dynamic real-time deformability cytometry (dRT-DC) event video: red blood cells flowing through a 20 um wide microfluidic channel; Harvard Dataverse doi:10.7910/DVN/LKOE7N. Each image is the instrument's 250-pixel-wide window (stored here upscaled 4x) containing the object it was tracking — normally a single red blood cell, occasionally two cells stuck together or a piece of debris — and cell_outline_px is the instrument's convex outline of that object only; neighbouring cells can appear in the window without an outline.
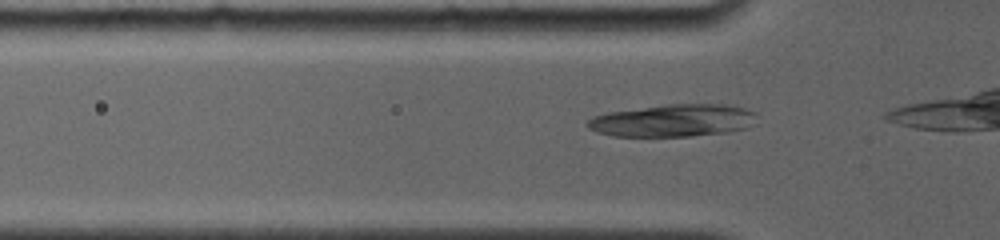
{"species": "common noctule bat (a hibernating species)", "species_latin": "Nyctalus noctula", "temperature_condition": "room temperature", "stored_images_in_passage": 2, "camera_frame_rate_fps": 4000, "um_per_image_px": 0.085, "animal": {"sex": "female", "body_mass_g": 19.0, "forearm_length_mm": 56.7}, "frame": {"image": 1, "passage_image": 2, "time_ms": 0.25, "image_size_px": [1000, 240], "cell_outline_px": [[756, 112], [744, 128], [728, 132], [692, 136], [612, 136], [596, 132], [588, 128], [584, 124], [592, 116], [608, 112], [668, 104], [732, 104]], "centroid_in_image_um": [57.11, 10.24], "position_along_channel_um": 68.7, "area_um2": 31.79}}